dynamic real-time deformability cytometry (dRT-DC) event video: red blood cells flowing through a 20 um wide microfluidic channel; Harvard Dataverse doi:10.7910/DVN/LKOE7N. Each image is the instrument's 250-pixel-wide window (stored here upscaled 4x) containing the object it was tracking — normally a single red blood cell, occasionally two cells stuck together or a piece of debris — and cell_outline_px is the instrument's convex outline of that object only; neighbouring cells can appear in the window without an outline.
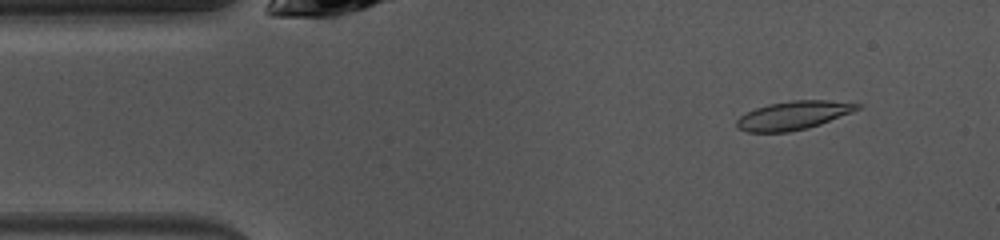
{"species": "common noctule bat (a hibernating species)", "species_latin": "Nyctalus noctula", "temperature_condition": "warm", "stored_images_in_passage": 47, "camera_frame_rate_fps": 3000, "um_per_image_px": 0.085, "animal": {"sex": "female", "body_mass_g": 10.0, "forearm_length_mm": 53.1}, "frame": {"image": 1, "passage_image": 4, "time_ms": 1.0, "image_size_px": [1000, 240], "cell_outline_px": [[864, 104], [860, 108], [852, 112], [820, 124], [808, 128], [788, 132], [748, 132], [736, 128], [736, 120], [740, 116], [756, 108], [768, 104], [792, 100], [828, 100]], "centroid_in_image_um": [67.44, 9.8], "position_along_channel_um": 17.6, "area_um2": 20.06}}
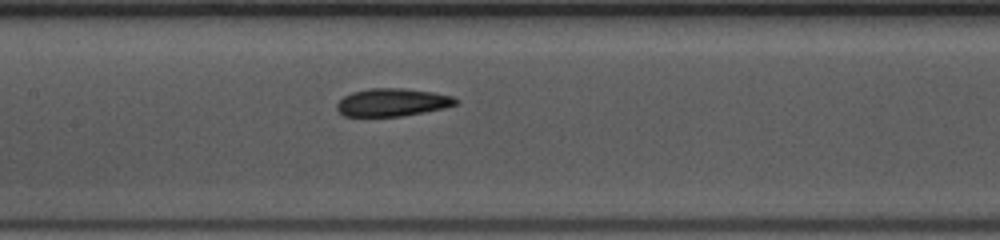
{"frame": {"image": 2, "passage_image": 20, "time_ms": 6.333, "image_size_px": [1000, 240], "cell_outline_px": [[460, 104], [444, 108], [400, 116], [344, 116], [336, 108], [336, 104], [344, 96], [352, 92], [372, 88], [400, 88], [432, 92], [452, 96], [460, 100]], "centroid_in_image_um": [33.37, 8.7], "position_along_channel_um": 174.0, "area_um2": 19.19}}
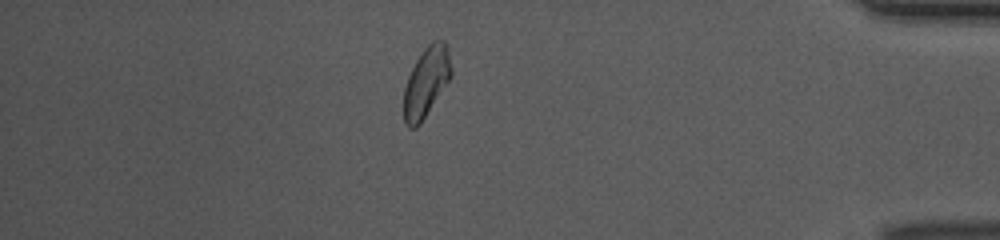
{"frame": {"image": 3, "passage_image": 40, "time_ms": 13.0, "image_size_px": [1000, 240], "cell_outline_px": [[452, 76], [420, 124], [416, 128], [408, 128], [404, 124], [404, 88], [408, 76], [416, 60], [424, 48], [432, 40], [444, 40], [448, 48], [452, 68]], "centroid_in_image_um": [36.24, 6.97], "position_along_channel_um": 399.0, "area_um2": 19.42}, "authors_computed_cell_mechanics": {"area_um2": 19.7098, "velocity_mm_per_s": 4.0402, "shape_relaxation_time_tau1_ms": 3.2023, "shape_relaxation_time_tau2_ms": null, "deformation_change_tau1": 0.0906, "deformation_change_tau2": null}}